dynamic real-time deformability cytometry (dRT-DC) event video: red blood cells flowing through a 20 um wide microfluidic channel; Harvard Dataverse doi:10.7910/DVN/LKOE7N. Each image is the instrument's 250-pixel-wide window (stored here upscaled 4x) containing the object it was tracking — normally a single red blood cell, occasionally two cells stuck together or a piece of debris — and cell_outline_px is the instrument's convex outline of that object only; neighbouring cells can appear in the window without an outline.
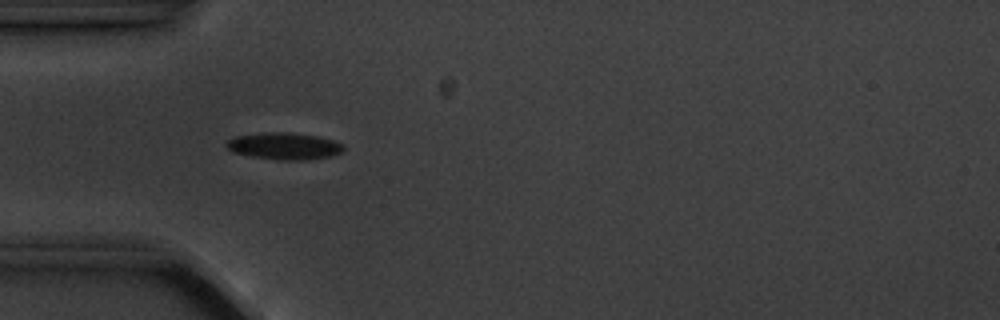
{"species": "common noctule bat (a hibernating species)", "species_latin": "Nyctalus noctula", "temperature_condition": "cold", "stored_images_in_passage": 2, "camera_frame_rate_fps": 3000, "um_per_image_px": 0.085, "animal": {"sex": "male", "body_mass_g": 20.1, "forearm_length_mm": 53.5}, "frame": {"image": 1, "passage_image": 1, "time_ms": 0.0, "image_size_px": [1000, 320], "cell_outline_px": [[344, 148], [340, 152], [328, 156], [308, 160], [284, 160], [252, 156], [232, 152], [224, 144], [228, 140], [236, 136], [268, 132], [288, 132], [316, 136], [332, 140], [344, 144]], "centroid_in_image_um": [24.14, 12.41], "position_along_channel_um": 60.9, "area_um2": 18.09}}